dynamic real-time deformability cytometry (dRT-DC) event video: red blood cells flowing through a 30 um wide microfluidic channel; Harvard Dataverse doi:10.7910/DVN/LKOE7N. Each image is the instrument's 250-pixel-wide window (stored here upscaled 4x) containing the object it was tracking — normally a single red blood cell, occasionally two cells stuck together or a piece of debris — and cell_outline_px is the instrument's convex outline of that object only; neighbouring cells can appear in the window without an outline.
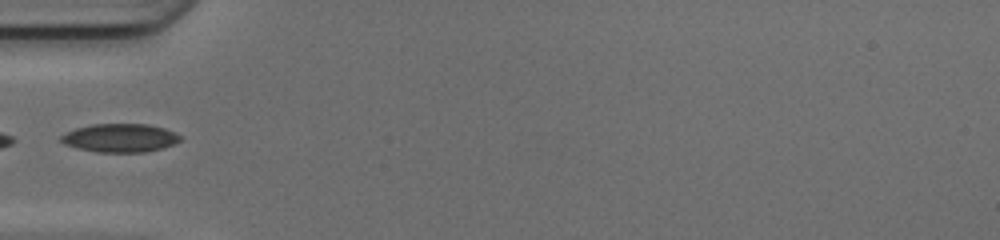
{"species": "common noctule bat (a hibernating species)", "species_latin": "Nyctalus noctula", "temperature_condition": "cold", "stored_images_in_passage": 32, "camera_frame_rate_fps": 3000, "um_per_image_px": 0.085, "animal": {"sex": "female", "body_mass_g": 17.0, "forearm_length_mm": 48.0}, "frame": {"image": 1, "passage_image": 1, "time_ms": 0.0, "image_size_px": [1000, 240], "cell_outline_px": [[180, 140], [172, 144], [160, 148], [144, 152], [96, 152], [76, 148], [64, 144], [60, 140], [60, 136], [76, 128], [92, 124], [148, 124], [164, 128], [180, 136]], "centroid_in_image_um": [10.15, 11.72], "position_along_channel_um": 74.8, "area_um2": 19.54}}